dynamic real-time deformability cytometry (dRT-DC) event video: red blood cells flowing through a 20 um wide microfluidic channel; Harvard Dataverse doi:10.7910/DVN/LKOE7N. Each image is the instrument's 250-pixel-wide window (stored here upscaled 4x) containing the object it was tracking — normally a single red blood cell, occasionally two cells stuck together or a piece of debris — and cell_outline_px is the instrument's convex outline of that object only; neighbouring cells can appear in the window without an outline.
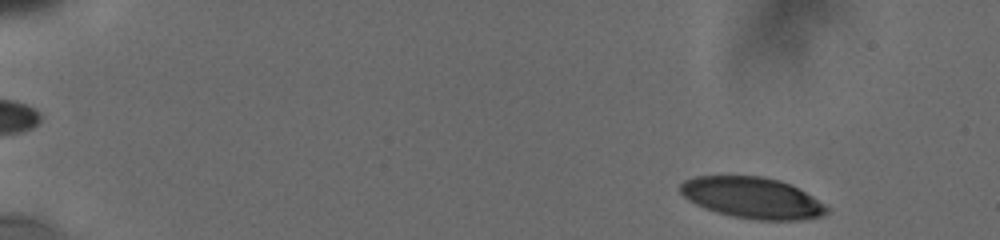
{"species": "human", "species_latin": "Homo sapiens", "temperature_condition": "cold", "stored_images_in_passage": 52, "camera_frame_rate_fps": 3000, "um_per_image_px": 0.085, "donor": {"sex": "male"}, "frame": {"image": 1, "passage_image": 2, "time_ms": 0.333, "image_size_px": [1000, 240], "cell_outline_px": [[828, 212], [820, 216], [796, 220], [756, 220], [732, 216], [716, 212], [704, 208], [688, 200], [680, 192], [680, 184], [684, 180], [696, 176], [760, 176], [780, 180], [812, 196], [828, 208]], "centroid_in_image_um": [63.89, 16.81], "position_along_channel_um": 21.1, "area_um2": 34.8}}
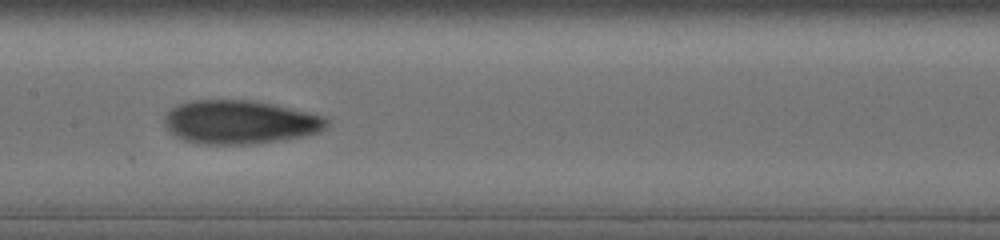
{"frame": {"image": 2, "passage_image": 26, "time_ms": 8.333, "image_size_px": [1000, 240], "cell_outline_px": [[328, 124], [320, 132], [300, 136], [276, 140], [248, 144], [204, 144], [184, 140], [176, 136], [164, 124], [164, 120], [168, 112], [176, 104], [192, 100], [252, 100], [272, 104], [328, 116]], "centroid_in_image_um": [20.4, 10.36], "position_along_channel_um": 187.0, "area_um2": 40.98}}
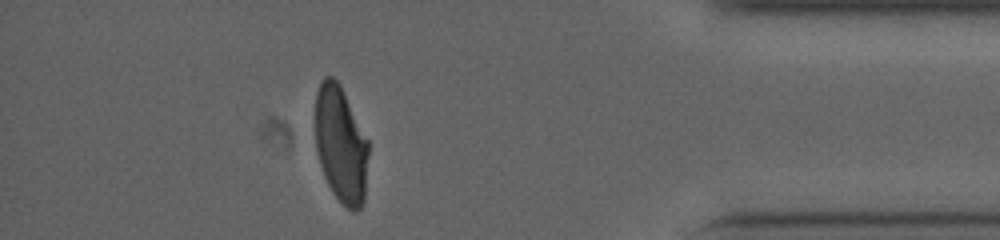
{"frame": {"image": 3, "passage_image": 46, "time_ms": 15.0, "image_size_px": [1000, 240], "cell_outline_px": [[368, 156], [364, 200], [360, 208], [356, 212], [352, 212], [332, 192], [324, 176], [316, 152], [312, 120], [316, 92], [320, 80], [324, 76], [332, 76], [340, 84], [368, 140]], "centroid_in_image_um": [28.91, 12.22], "position_along_channel_um": 406.3, "area_um2": 36.99}, "authors_computed_cell_mechanics": {"area_um2": 38.6393, "velocity_mm_per_s": 3.7866, "shape_relaxation_time_tau1_ms": 8.041, "shape_relaxation_time_tau2_ms": 1.6275, "deformation_change_tau1": 0.2339, "deformation_change_tau2": 0.0672}}